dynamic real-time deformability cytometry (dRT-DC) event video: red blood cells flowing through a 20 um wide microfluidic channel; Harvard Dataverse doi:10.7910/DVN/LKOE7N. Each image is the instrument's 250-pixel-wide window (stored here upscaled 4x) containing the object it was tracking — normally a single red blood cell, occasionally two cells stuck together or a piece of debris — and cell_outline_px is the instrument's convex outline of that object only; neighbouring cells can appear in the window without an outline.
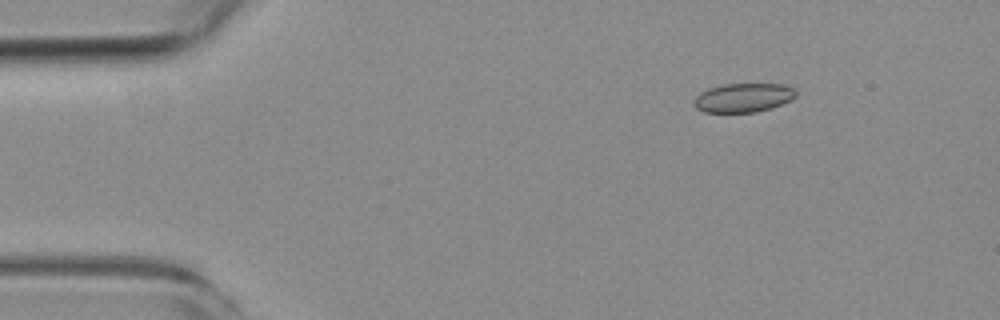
{"species": "common noctule bat (a hibernating species)", "species_latin": "Nyctalus noctula", "temperature_condition": "room temperature", "stored_images_in_passage": 3, "camera_frame_rate_fps": 3000, "um_per_image_px": 0.085, "animal": {"sex": "female", "body_mass_g": 19.3, "forearm_length_mm": 54.1}, "frame": {"image": 1, "passage_image": 1, "time_ms": 0.0, "image_size_px": [1000, 320], "cell_outline_px": [[796, 96], [792, 100], [772, 108], [756, 112], [704, 112], [696, 108], [692, 100], [700, 92], [708, 88], [724, 84], [784, 84], [792, 88], [796, 92]], "centroid_in_image_um": [63.17, 8.3], "position_along_channel_um": 21.8, "area_um2": 17.34}}